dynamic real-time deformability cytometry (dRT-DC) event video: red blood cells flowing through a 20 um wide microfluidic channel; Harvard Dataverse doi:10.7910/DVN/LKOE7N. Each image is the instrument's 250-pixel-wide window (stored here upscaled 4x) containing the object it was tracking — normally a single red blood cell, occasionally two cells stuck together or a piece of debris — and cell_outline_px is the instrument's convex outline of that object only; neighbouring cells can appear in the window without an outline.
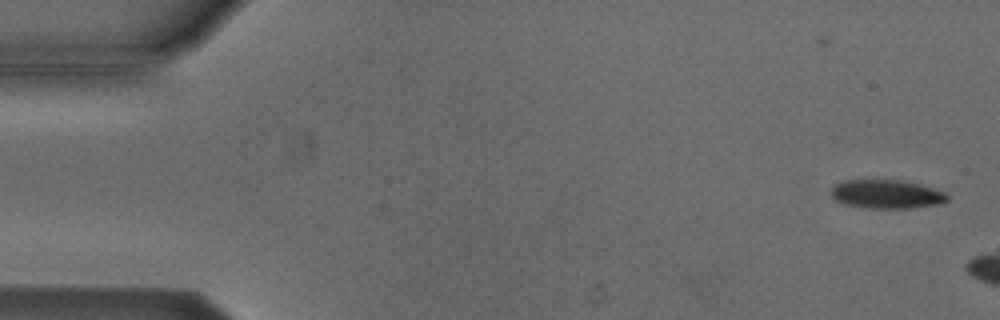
{"species": "Egyptian fruit bat (a non-hibernating species)", "species_latin": "Rousettus aegyptiacus", "temperature_condition": "cold", "stored_images_in_passage": 6, "camera_frame_rate_fps": 3000, "um_per_image_px": 0.085, "animal": {"sex": "male"}, "frame": {"image": 1, "passage_image": 1, "time_ms": 0.0, "image_size_px": [1000, 320], "cell_outline_px": [[948, 200], [936, 204], [912, 208], [868, 208], [844, 204], [836, 200], [832, 196], [832, 188], [836, 184], [844, 180], [900, 180], [916, 184], [944, 192], [948, 196]], "centroid_in_image_um": [75.32, 16.51], "position_along_channel_um": 9.7, "area_um2": 19.07}}